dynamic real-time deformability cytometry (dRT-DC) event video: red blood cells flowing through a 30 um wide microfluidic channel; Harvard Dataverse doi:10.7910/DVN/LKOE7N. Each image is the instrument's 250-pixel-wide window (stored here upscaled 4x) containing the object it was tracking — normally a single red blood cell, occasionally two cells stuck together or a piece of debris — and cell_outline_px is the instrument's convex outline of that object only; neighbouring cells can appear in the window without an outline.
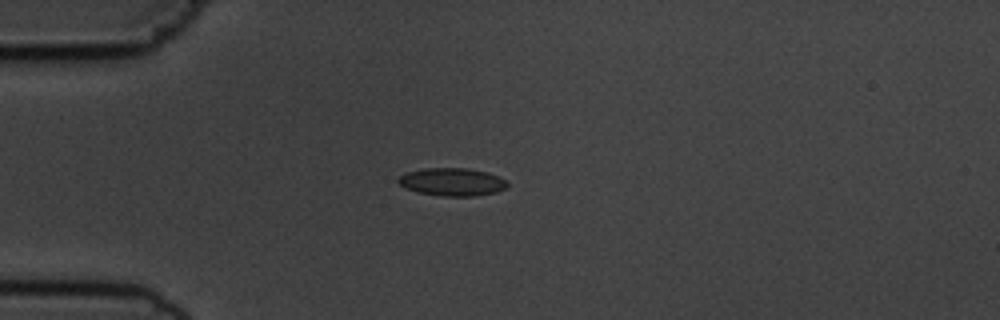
{"species": "common noctule bat (a hibernating species)", "species_latin": "Nyctalus noctula", "temperature_condition": "cold", "stored_images_in_passage": 41, "camera_frame_rate_fps": 3000, "um_per_image_px": 0.085, "animal": {"sex": "male", "body_mass_g": 19.5, "forearm_length_mm": 54.6}, "frame": {"image": 1, "passage_image": 1, "time_ms": 0.0, "image_size_px": [1000, 320], "cell_outline_px": [[508, 184], [504, 188], [496, 192], [476, 196], [444, 196], [416, 192], [404, 188], [396, 180], [404, 172], [424, 168], [468, 168], [488, 172], [500, 176]], "centroid_in_image_um": [38.4, 15.45], "position_along_channel_um": 46.6, "area_um2": 17.86}}
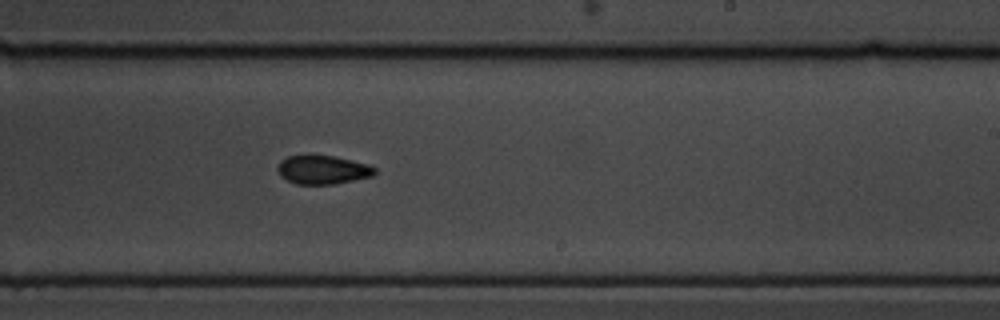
{"frame": {"image": 2, "passage_image": 20, "time_ms": 6.333, "image_size_px": [1000, 320], "cell_outline_px": [[376, 172], [372, 176], [332, 184], [296, 184], [280, 176], [276, 168], [280, 160], [288, 156], [308, 152], [332, 156], [352, 160], [368, 164], [376, 168]], "centroid_in_image_um": [27.37, 14.38], "position_along_channel_um": 261.6, "area_um2": 16.7}}
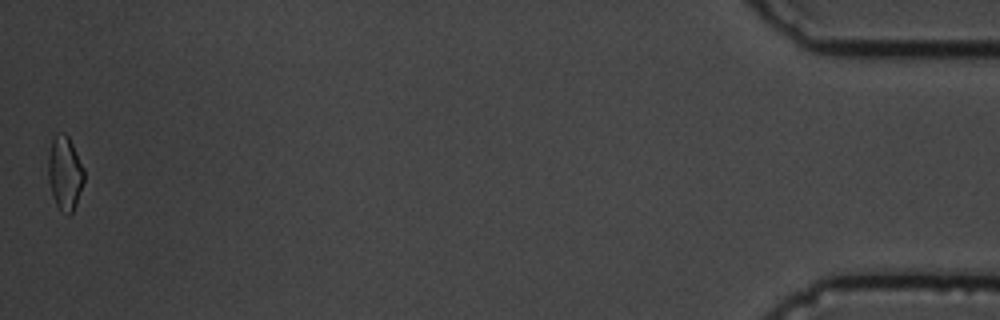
{"frame": {"image": 3, "passage_image": 41, "time_ms": 13.333, "image_size_px": [1000, 320], "cell_outline_px": [[84, 180], [76, 204], [72, 212], [68, 216], [60, 212], [52, 196], [48, 180], [48, 152], [52, 136], [56, 132], [64, 132], [68, 136], [84, 168]], "centroid_in_image_um": [5.49, 14.7], "position_along_channel_um": 429.7, "area_um2": 15.78}, "authors_computed_cell_mechanics": {"area_um2": 16.4152, "velocity_mm_per_s": 3.6869, "shape_relaxation_time_tau1_ms": null, "shape_relaxation_time_tau2_ms": 2.2918, "deformation_change_tau1": null, "deformation_change_tau2": 0.0665}}